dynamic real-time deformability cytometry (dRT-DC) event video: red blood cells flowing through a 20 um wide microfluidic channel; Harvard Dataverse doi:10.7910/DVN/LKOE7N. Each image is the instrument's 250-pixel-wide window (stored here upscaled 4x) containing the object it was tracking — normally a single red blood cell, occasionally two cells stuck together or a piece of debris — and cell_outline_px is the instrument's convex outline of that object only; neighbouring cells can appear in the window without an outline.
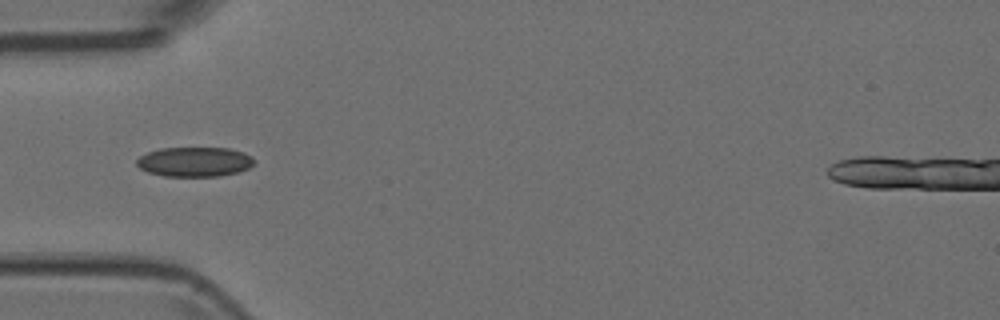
{"species": "Egyptian fruit bat (a non-hibernating species)", "species_latin": "Rousettus aegyptiacus", "temperature_condition": "room temperature", "stored_images_in_passage": 6, "camera_frame_rate_fps": 3000, "um_per_image_px": 0.085, "animal": {"sex": "female"}, "frame": {"image": 1, "passage_image": 4, "time_ms": 1.0, "image_size_px": [1000, 320], "cell_outline_px": [[256, 160], [248, 168], [236, 172], [220, 176], [164, 176], [148, 172], [140, 168], [136, 164], [136, 160], [140, 156], [148, 152], [160, 148], [228, 148], [244, 152], [252, 156]], "centroid_in_image_um": [16.54, 13.75], "position_along_channel_um": 68.5, "area_um2": 20.29}}
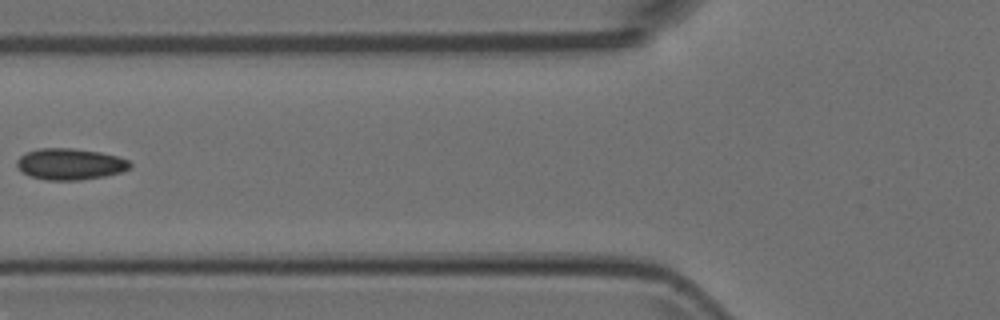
{"frame": {"image": 2, "passage_image": 5, "time_ms": 1.333, "image_size_px": [1000, 320], "cell_outline_px": [[132, 168], [120, 172], [104, 176], [80, 180], [48, 180], [28, 176], [16, 164], [16, 160], [20, 156], [28, 152], [40, 148], [72, 148], [100, 152], [116, 156], [128, 160], [132, 164]], "centroid_in_image_um": [5.97, 13.95], "position_along_channel_um": 119.8, "area_um2": 20.58}}
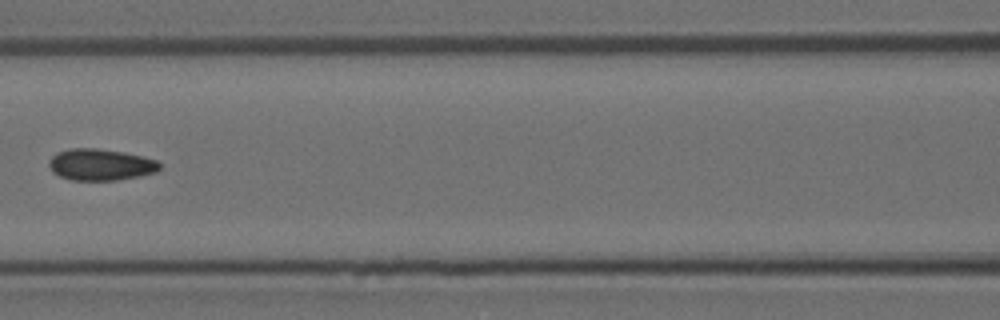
{"frame": {"image": 3, "passage_image": 6, "time_ms": 1.667, "image_size_px": [1000, 320], "cell_outline_px": [[160, 168], [156, 172], [140, 176], [116, 180], [72, 180], [60, 176], [52, 172], [48, 164], [48, 160], [56, 152], [72, 148], [96, 148], [124, 152], [144, 156], [156, 160], [160, 164]], "centroid_in_image_um": [8.54, 13.99], "position_along_channel_um": 158.1, "area_um2": 20.46}}